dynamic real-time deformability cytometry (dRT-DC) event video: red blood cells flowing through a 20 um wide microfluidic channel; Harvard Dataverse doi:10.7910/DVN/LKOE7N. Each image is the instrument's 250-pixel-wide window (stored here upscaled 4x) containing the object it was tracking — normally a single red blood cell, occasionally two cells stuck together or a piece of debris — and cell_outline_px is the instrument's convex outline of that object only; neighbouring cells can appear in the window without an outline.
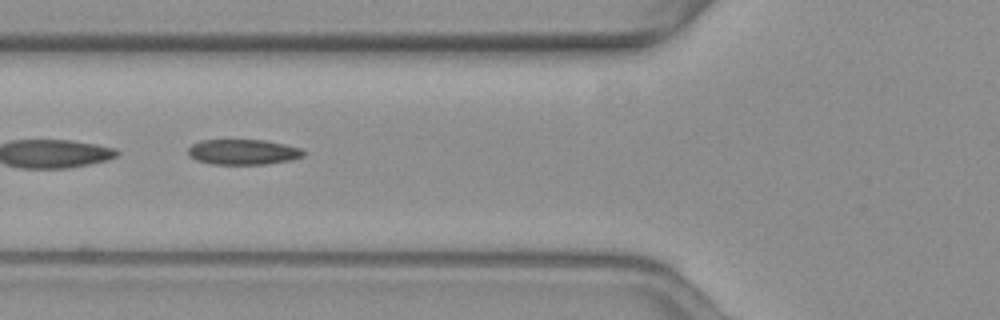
{"species": "common noctule bat (a hibernating species)", "species_latin": "Nyctalus noctula", "temperature_condition": "warm", "stored_images_in_passage": 24, "segment_of_instrument_passage": [2, 2], "camera_frame_rate_fps": 3000, "um_per_image_px": 0.085, "animal": {"sex": "female", "body_mass_g": 19.3, "forearm_length_mm": 54.1}, "frame": {"image": 1, "passage_image": 21, "time_ms": 6.667, "image_size_px": [1000, 320], "cell_outline_px": [[304, 156], [292, 160], [264, 164], [212, 164], [196, 160], [188, 156], [188, 148], [192, 144], [200, 140], [264, 140], [284, 144], [300, 148], [304, 152]], "centroid_in_image_um": [20.64, 12.92], "position_along_channel_um": 105.2, "area_um2": 17.05}}